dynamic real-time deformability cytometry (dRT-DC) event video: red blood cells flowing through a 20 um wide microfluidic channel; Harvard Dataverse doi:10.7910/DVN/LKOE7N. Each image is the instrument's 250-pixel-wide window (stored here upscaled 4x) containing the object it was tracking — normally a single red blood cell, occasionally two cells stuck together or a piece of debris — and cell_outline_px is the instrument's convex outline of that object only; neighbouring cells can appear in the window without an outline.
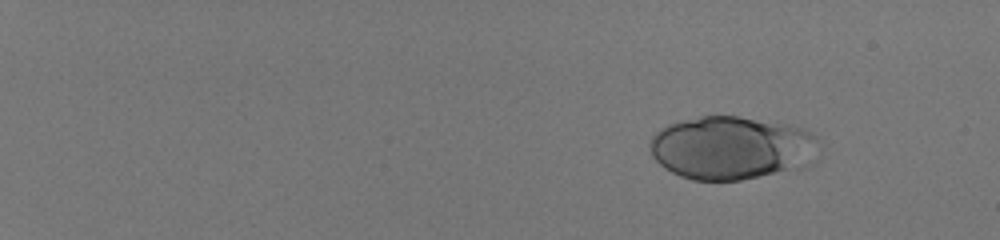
{"species": "human", "species_latin": "Homo sapiens", "temperature_condition": "room temperature", "stored_images_in_passage": 56, "camera_frame_rate_fps": 3000, "um_per_image_px": 0.085, "donor": {"sex": "male"}, "frame": {"image": 1, "passage_image": 9, "time_ms": 2.667, "image_size_px": [1000, 240], "cell_outline_px": [[816, 140], [784, 168], [772, 172], [740, 180], [692, 180], [680, 176], [664, 168], [652, 156], [648, 144], [652, 136], [660, 128], [668, 124], [700, 116], [740, 116], [788, 124], [804, 128], [812, 132], [816, 136]], "centroid_in_image_um": [61.85, 12.5], "position_along_channel_um": 23.2, "area_um2": 59.36}}
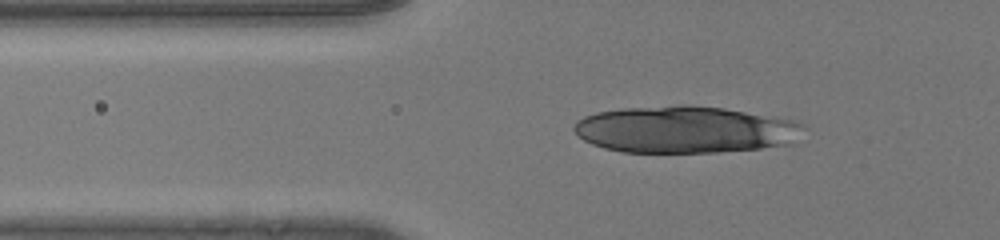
{"frame": {"image": 2, "passage_image": 25, "time_ms": 8.0, "image_size_px": [1000, 240], "cell_outline_px": [[804, 124], [796, 144], [760, 148], [720, 152], [620, 152], [604, 148], [592, 144], [584, 140], [572, 128], [584, 116], [596, 112], [624, 108], [680, 104], [688, 104], [724, 108], [792, 120]], "centroid_in_image_um": [58.25, 11.01], "position_along_channel_um": 67.5, "area_um2": 62.94}}